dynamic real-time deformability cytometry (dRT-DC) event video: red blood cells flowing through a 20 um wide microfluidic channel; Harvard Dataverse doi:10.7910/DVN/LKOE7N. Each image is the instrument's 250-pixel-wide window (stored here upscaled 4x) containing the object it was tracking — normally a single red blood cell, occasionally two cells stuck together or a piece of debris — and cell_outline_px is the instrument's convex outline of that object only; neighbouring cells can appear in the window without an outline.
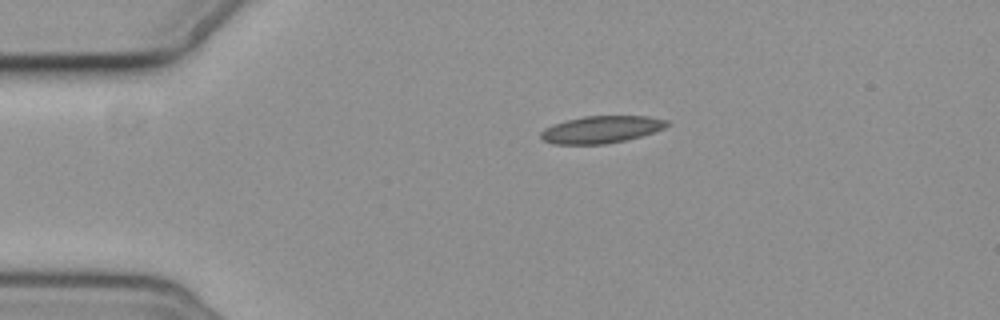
{"species": "common noctule bat (a hibernating species)", "species_latin": "Nyctalus noctula", "temperature_condition": "cold", "stored_images_in_passage": 4, "camera_frame_rate_fps": 3000, "um_per_image_px": 0.085, "animal": {"sex": "female", "body_mass_g": 19.3, "forearm_length_mm": 54.1}, "frame": {"image": 1, "passage_image": 1, "time_ms": 0.0, "image_size_px": [1000, 320], "cell_outline_px": [[668, 124], [664, 128], [640, 136], [624, 140], [604, 144], [552, 144], [544, 140], [540, 136], [540, 132], [544, 128], [568, 120], [584, 116], [648, 116], [668, 120]], "centroid_in_image_um": [51.1, 11.0], "position_along_channel_um": 33.9, "area_um2": 19.71}}
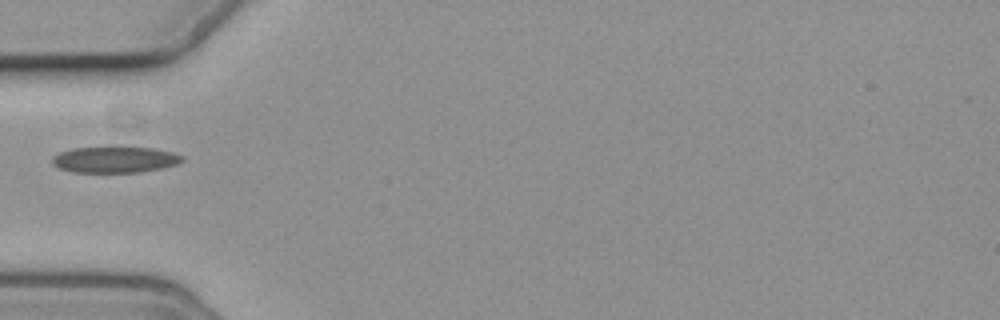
{"frame": {"image": 2, "passage_image": 3, "time_ms": 2.333, "image_size_px": [1000, 320], "cell_outline_px": [[184, 160], [176, 164], [164, 168], [140, 172], [72, 172], [60, 168], [52, 164], [52, 156], [60, 152], [72, 148], [112, 144], [152, 148], [172, 152], [184, 156]], "centroid_in_image_um": [9.76, 13.52], "position_along_channel_um": 75.2, "area_um2": 20.75}}
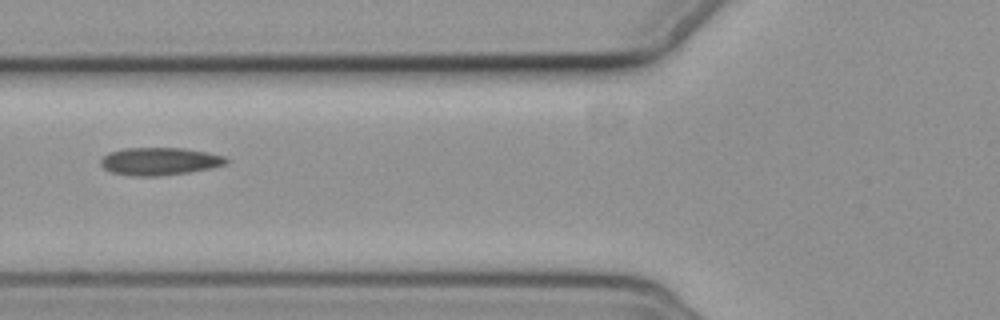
{"frame": {"image": 3, "passage_image": 4, "time_ms": 3.333, "image_size_px": [1000, 320], "cell_outline_px": [[228, 164], [212, 168], [188, 172], [160, 176], [132, 176], [112, 172], [104, 168], [100, 164], [100, 160], [108, 152], [128, 148], [184, 148], [208, 152], [224, 156], [228, 160]], "centroid_in_image_um": [13.59, 13.71], "position_along_channel_um": 112.2, "area_um2": 20.29}}